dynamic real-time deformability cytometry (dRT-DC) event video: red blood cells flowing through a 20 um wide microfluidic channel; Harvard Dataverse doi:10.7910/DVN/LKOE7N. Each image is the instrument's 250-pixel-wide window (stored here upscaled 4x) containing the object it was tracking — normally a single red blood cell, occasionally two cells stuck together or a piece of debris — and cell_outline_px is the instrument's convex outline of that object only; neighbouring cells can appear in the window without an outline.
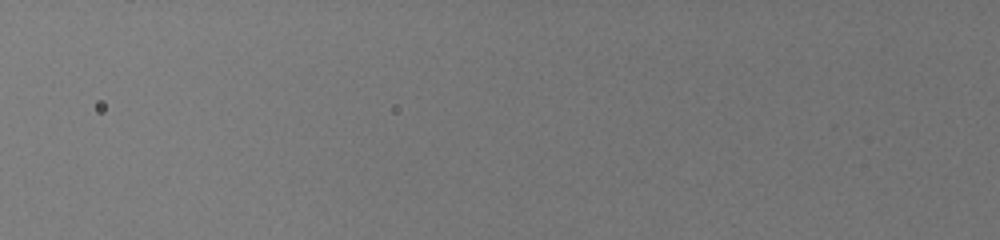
{"species": "common noctule bat (a hibernating species)", "species_latin": "Nyctalus noctula", "temperature_condition": "warm", "stored_images_in_passage": 2, "segment_of_instrument_passage": [2, 2], "camera_frame_rate_fps": 3000, "um_per_image_px": 0.085, "animal": {"sex": "female", "body_mass_g": 19.5, "forearm_length_mm": 54.1}, "frame": {"image": 1, "passage_image": 2, "time_ms": 0.333, "image_size_px": [1000, 240], "cell_outline_px": [[764, 96], [760, 112], [740, 136], [728, 148], [700, 164], [700, 160], [704, 144], [752, 96]], "centroid_in_image_um": [62.25, 10.93], "position_along_channel_um": 63.6, "area_um2": 10.46}}